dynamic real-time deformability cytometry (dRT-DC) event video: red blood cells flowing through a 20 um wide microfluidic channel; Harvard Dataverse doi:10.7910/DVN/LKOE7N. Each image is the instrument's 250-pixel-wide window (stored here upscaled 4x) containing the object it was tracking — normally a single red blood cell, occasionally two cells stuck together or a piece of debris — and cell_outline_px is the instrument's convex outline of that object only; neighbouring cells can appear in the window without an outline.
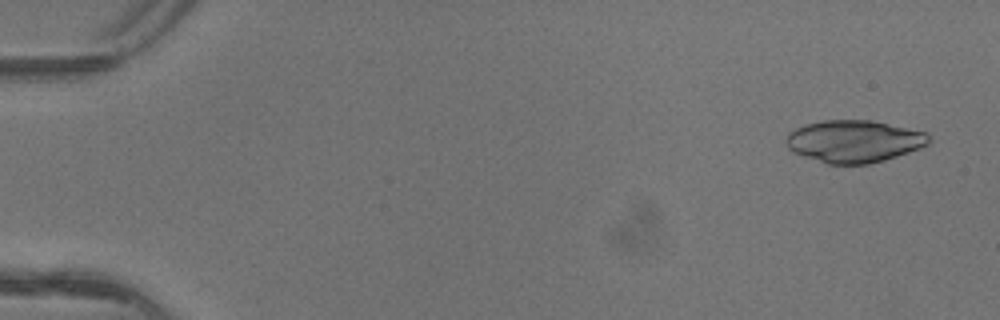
{"species": "common noctule bat (a hibernating species)", "species_latin": "Nyctalus noctula", "temperature_condition": "warm", "stored_images_in_passage": 4, "camera_frame_rate_fps": 3000, "um_per_image_px": 0.085, "animal": {"sex": "female"}, "frame": {"image": 1, "passage_image": 1, "time_ms": 0.0, "image_size_px": [1000, 320], "cell_outline_px": [[932, 140], [928, 144], [920, 148], [884, 160], [868, 164], [828, 164], [792, 152], [788, 148], [788, 132], [804, 124], [824, 120], [872, 120], [928, 132]], "centroid_in_image_um": [72.63, 12.0], "position_along_channel_um": 12.4, "area_um2": 35.2}}